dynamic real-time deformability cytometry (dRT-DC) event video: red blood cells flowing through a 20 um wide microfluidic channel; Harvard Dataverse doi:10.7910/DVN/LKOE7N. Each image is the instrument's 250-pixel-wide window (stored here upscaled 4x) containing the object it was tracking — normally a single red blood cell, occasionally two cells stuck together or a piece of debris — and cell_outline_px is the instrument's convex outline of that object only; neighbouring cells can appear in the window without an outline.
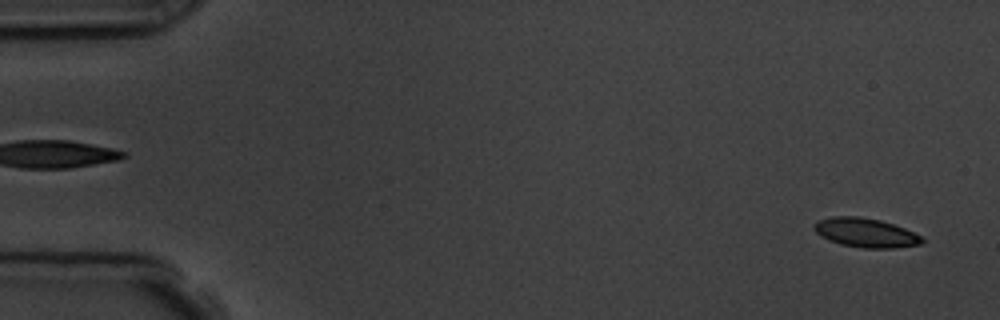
{"species": "common noctule bat (a hibernating species)", "species_latin": "Nyctalus noctula", "temperature_condition": "room temperature", "stored_images_in_passage": 6, "segment_of_instrument_passage": [2, 2], "camera_frame_rate_fps": 3000, "um_per_image_px": 0.085, "animal": {"sex": "male", "body_mass_g": 19.5, "forearm_length_mm": 54.6}, "frame": {"image": 1, "passage_image": 6, "time_ms": 6.0, "image_size_px": [1000, 320], "cell_outline_px": [[924, 240], [920, 244], [892, 248], [864, 248], [840, 244], [828, 240], [820, 236], [812, 228], [812, 224], [816, 220], [832, 216], [860, 216], [880, 220], [904, 228], [920, 236]], "centroid_in_image_um": [73.49, 19.77], "position_along_channel_um": 11.5, "area_um2": 18.38}}